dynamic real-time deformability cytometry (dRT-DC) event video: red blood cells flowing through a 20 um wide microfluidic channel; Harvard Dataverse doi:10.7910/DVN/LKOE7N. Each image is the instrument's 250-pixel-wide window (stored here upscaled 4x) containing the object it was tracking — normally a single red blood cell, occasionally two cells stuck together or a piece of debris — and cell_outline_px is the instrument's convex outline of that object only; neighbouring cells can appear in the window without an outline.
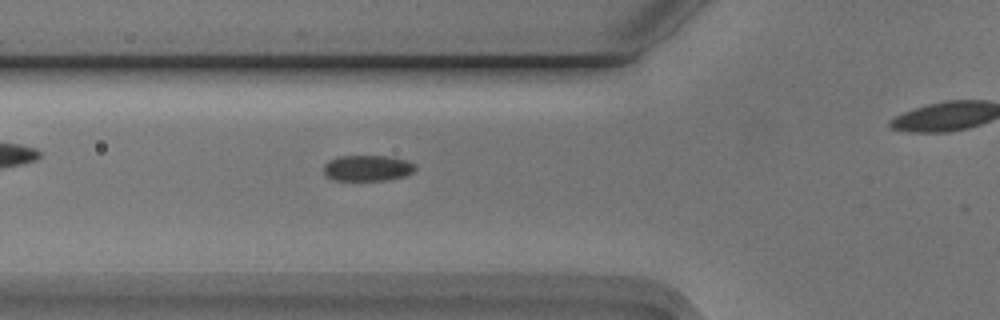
{"species": "Egyptian fruit bat (a non-hibernating species)", "species_latin": "Rousettus aegyptiacus", "temperature_condition": "cold", "stored_images_in_passage": 31, "camera_frame_rate_fps": 3000, "um_per_image_px": 0.085, "animal": {"sex": "male"}, "frame": {"image": 1, "passage_image": 6, "time_ms": 1.667, "image_size_px": [1000, 320], "cell_outline_px": [[416, 168], [412, 172], [404, 176], [388, 180], [332, 180], [324, 176], [324, 164], [328, 160], [340, 156], [388, 156], [404, 160], [412, 164]], "centroid_in_image_um": [31.16, 14.29], "position_along_channel_um": 94.6, "area_um2": 13.76}}
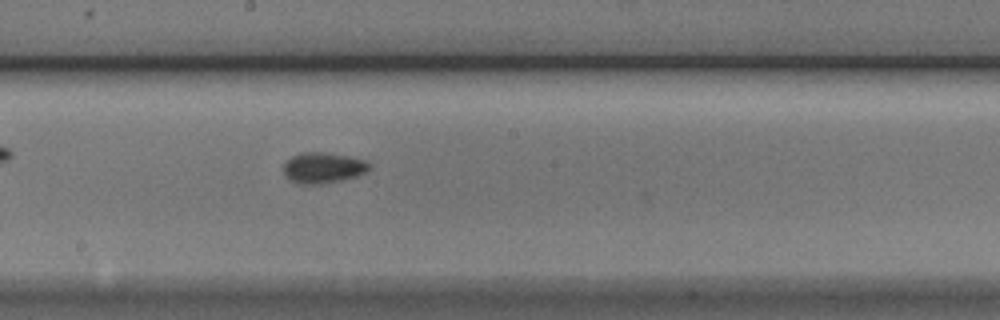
{"frame": {"image": 2, "passage_image": 16, "time_ms": 5.0, "image_size_px": [1000, 320], "cell_outline_px": [[372, 164], [368, 172], [356, 176], [340, 180], [320, 184], [300, 184], [288, 180], [284, 172], [284, 164], [292, 156], [304, 152], [324, 152], [348, 156], [364, 160]], "centroid_in_image_um": [27.48, 14.26], "position_along_channel_um": 220.7, "area_um2": 15.37}}
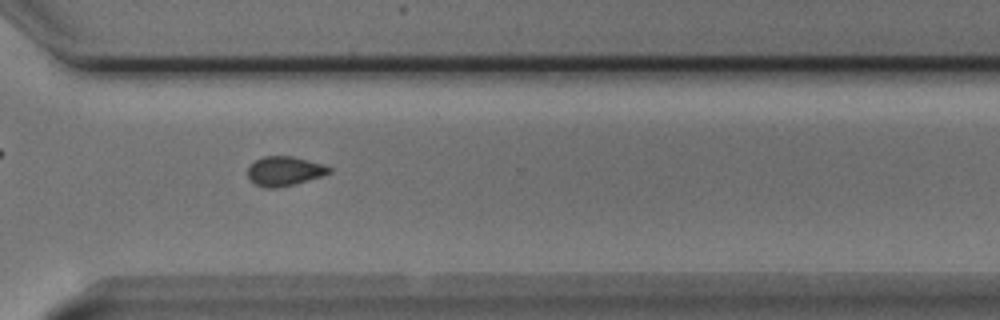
{"frame": {"image": 3, "passage_image": 26, "time_ms": 8.333, "image_size_px": [1000, 320], "cell_outline_px": [[332, 172], [296, 184], [276, 188], [264, 188], [248, 180], [248, 168], [256, 160], [264, 156], [292, 156], [324, 164], [332, 168]], "centroid_in_image_um": [24.18, 14.55], "position_along_channel_um": 346.4, "area_um2": 13.99}}